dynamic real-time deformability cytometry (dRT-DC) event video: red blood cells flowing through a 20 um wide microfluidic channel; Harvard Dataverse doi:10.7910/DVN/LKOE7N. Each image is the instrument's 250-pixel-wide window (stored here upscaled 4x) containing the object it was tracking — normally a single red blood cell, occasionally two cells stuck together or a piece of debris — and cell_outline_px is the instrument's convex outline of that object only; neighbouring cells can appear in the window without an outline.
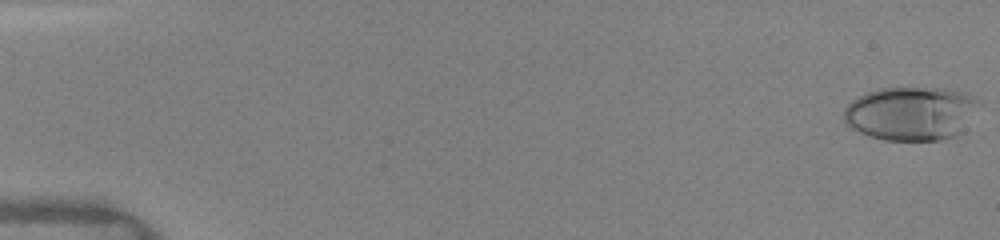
{"species": "human", "species_latin": "Homo sapiens", "temperature_condition": "warm", "stored_images_in_passage": 49, "camera_frame_rate_fps": 3000, "um_per_image_px": 0.085, "donor": {"sex": "female"}, "frame": {"image": 1, "passage_image": 1, "time_ms": 0.0, "image_size_px": [1000, 240], "cell_outline_px": [[980, 104], [956, 136], [940, 140], [884, 140], [848, 128], [844, 124], [844, 108], [852, 100], [868, 92], [880, 88], [956, 88], [976, 96], [980, 100]], "centroid_in_image_um": [77.43, 9.62], "position_along_channel_um": 7.6, "area_um2": 42.54}}
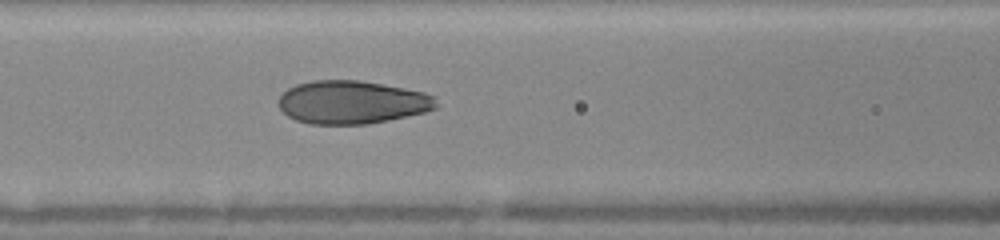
{"frame": {"image": 2, "passage_image": 22, "time_ms": 7.0, "image_size_px": [1000, 240], "cell_outline_px": [[436, 108], [424, 112], [388, 120], [368, 124], [308, 124], [296, 120], [288, 116], [280, 108], [280, 96], [288, 88], [296, 84], [312, 80], [360, 80], [404, 88], [424, 92], [436, 96]], "centroid_in_image_um": [29.92, 8.69], "position_along_channel_um": 136.7, "area_um2": 39.59}}
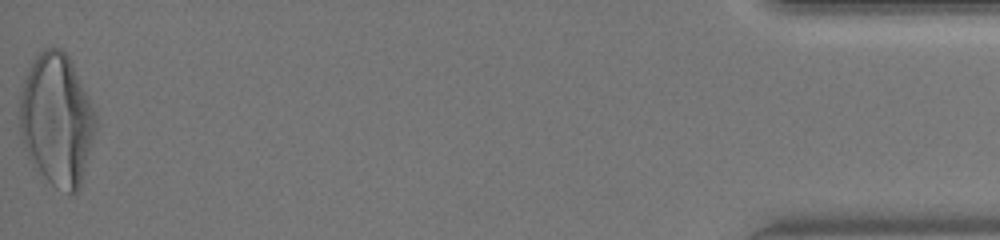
{"frame": {"image": 3, "passage_image": 49, "time_ms": 16.0, "image_size_px": [1000, 240], "cell_outline_px": [[96, 124], [92, 140], [80, 184], [76, 192], [68, 192], [56, 188], [44, 176], [28, 156], [20, 132], [20, 96], [24, 80], [36, 56], [44, 48], [60, 48], [68, 56], [96, 112]], "centroid_in_image_um": [4.82, 10.15], "position_along_channel_um": 430.4, "area_um2": 57.16}, "authors_computed_cell_mechanics": {"area_um2": 39.882, "velocity_mm_per_s": 4.2045, "shape_relaxation_time_tau1_ms": 4.7177, "shape_relaxation_time_tau2_ms": null, "deformation_change_tau1": 0.2164, "deformation_change_tau2": null}}